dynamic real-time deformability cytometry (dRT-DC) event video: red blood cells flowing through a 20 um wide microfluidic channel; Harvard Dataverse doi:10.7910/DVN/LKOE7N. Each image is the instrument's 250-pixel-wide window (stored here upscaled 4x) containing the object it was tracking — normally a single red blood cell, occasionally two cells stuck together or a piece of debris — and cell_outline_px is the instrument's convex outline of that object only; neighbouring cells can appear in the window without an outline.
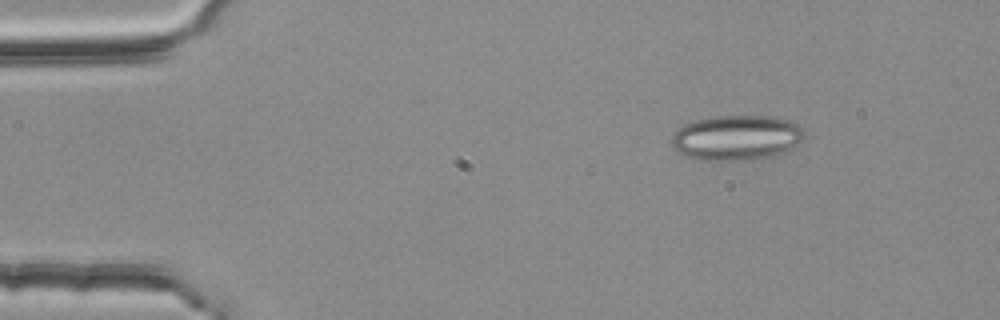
{"species": "common noctule bat (a hibernating species)", "species_latin": "Nyctalus noctula", "temperature_condition": "room temperature", "stored_images_in_passage": 47, "segment_of_instrument_passage": [1, 2], "camera_frame_rate_fps": 3000, "um_per_image_px": 0.085, "animal": {"sex": "female", "body_mass_g": 25.1}, "frame": {"image": 1, "passage_image": 1, "time_ms": 0.0, "image_size_px": [1000, 320], "cell_outline_px": [[804, 136], [800, 140], [776, 156], [760, 160], [696, 160], [676, 152], [672, 144], [672, 136], [684, 124], [696, 120], [716, 116], [768, 116], [792, 120], [800, 124], [804, 128]], "centroid_in_image_um": [62.61, 11.71], "position_along_channel_um": 22.4, "area_um2": 35.08}}